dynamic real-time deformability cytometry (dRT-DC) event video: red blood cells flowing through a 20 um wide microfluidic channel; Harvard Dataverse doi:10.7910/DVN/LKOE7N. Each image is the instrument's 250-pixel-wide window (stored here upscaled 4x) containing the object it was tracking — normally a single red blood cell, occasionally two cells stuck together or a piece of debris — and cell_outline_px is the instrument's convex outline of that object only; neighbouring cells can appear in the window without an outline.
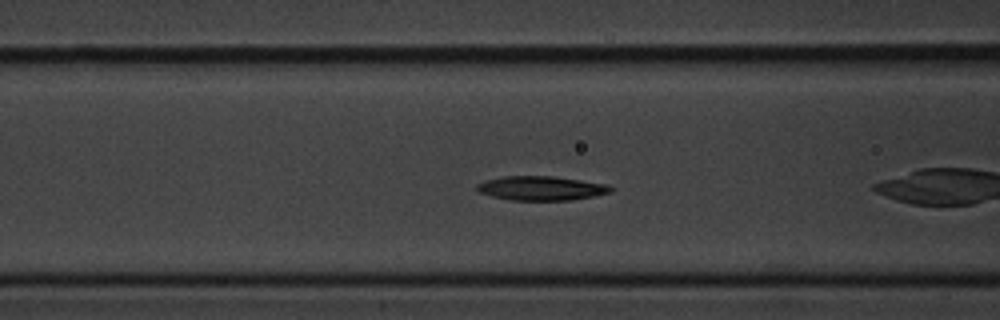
{"species": "common noctule bat (a hibernating species)", "species_latin": "Nyctalus noctula", "temperature_condition": "cold", "stored_images_in_passage": 41, "camera_frame_rate_fps": 3000, "um_per_image_px": 0.085, "animal": {"sex": "male", "body_mass_g": 20.1, "forearm_length_mm": 53.5}, "frame": {"image": 1, "passage_image": 6, "time_ms": 1.667, "image_size_px": [1000, 320], "cell_outline_px": [[612, 192], [596, 196], [572, 200], [512, 200], [492, 196], [480, 192], [476, 188], [476, 184], [484, 180], [504, 176], [552, 176], [608, 184], [612, 188]], "centroid_in_image_um": [46.02, 16.0], "position_along_channel_um": 120.6, "area_um2": 18.9}}
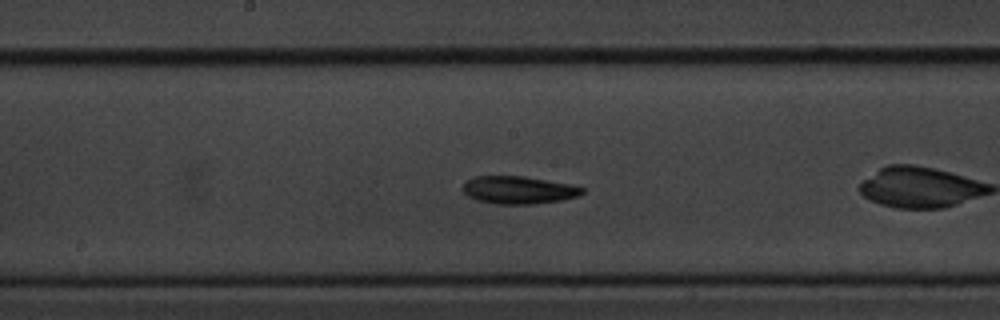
{"frame": {"image": 2, "passage_image": 13, "time_ms": 4.0, "image_size_px": [1000, 320], "cell_outline_px": [[584, 192], [580, 196], [564, 200], [532, 204], [496, 204], [476, 200], [468, 196], [460, 188], [468, 180], [476, 176], [524, 176], [568, 184], [584, 188]], "centroid_in_image_um": [44.07, 16.16], "position_along_channel_um": 204.1, "area_um2": 19.31}}
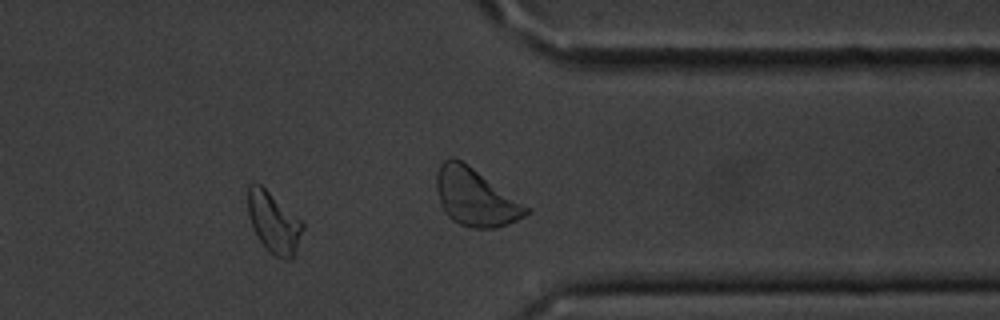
{"frame": {"image": 3, "passage_image": 30, "time_ms": 9.667, "image_size_px": [1000, 320], "cell_outline_px": [[304, 228], [292, 260], [284, 260], [276, 256], [260, 240], [252, 228], [248, 216], [248, 184], [260, 184], [300, 220], [304, 224]], "centroid_in_image_um": [23.26, 18.93], "position_along_channel_um": 388.1, "area_um2": 18.96}, "authors_computed_cell_mechanics": {"area_um2": 19.1896, "velocity_mm_per_s": 3.5691, "shape_relaxation_time_tau1_ms": 3.6313, "shape_relaxation_time_tau2_ms": 11.3581, "deformation_change_tau1": 0.1005, "deformation_change_tau2": 0.1897}}